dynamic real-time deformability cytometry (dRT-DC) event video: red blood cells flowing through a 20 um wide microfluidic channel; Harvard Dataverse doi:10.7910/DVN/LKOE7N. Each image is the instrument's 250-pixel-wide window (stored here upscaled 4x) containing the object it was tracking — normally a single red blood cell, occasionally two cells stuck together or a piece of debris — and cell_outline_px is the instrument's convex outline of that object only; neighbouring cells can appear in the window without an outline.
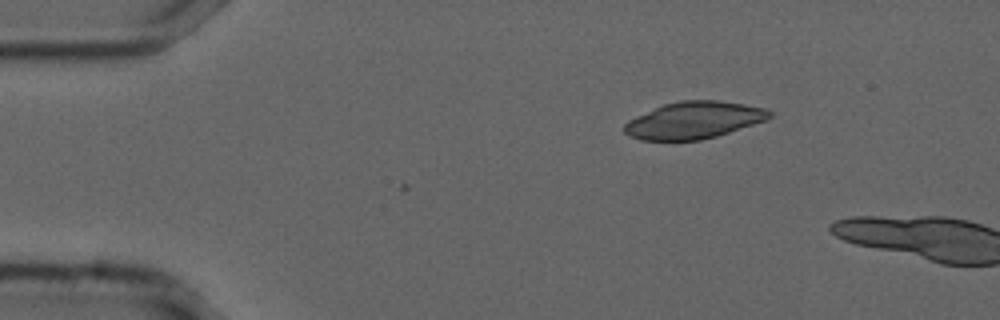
{"species": "common noctule bat (a hibernating species)", "species_latin": "Nyctalus noctula", "temperature_condition": "cold", "stored_images_in_passage": 2, "camera_frame_rate_fps": 3000, "um_per_image_px": 0.085, "animal": {"sex": "male", "forearm_length_mm": 52.5}, "frame": {"image": 1, "passage_image": 2, "time_ms": 0.333, "image_size_px": [1000, 320], "cell_outline_px": [[772, 116], [768, 120], [716, 136], [700, 140], [640, 140], [624, 132], [624, 124], [628, 120], [636, 116], [664, 104], [680, 100], [716, 100], [744, 104], [764, 108], [772, 112]], "centroid_in_image_um": [59.0, 10.21], "position_along_channel_um": 26.0, "area_um2": 31.15}}